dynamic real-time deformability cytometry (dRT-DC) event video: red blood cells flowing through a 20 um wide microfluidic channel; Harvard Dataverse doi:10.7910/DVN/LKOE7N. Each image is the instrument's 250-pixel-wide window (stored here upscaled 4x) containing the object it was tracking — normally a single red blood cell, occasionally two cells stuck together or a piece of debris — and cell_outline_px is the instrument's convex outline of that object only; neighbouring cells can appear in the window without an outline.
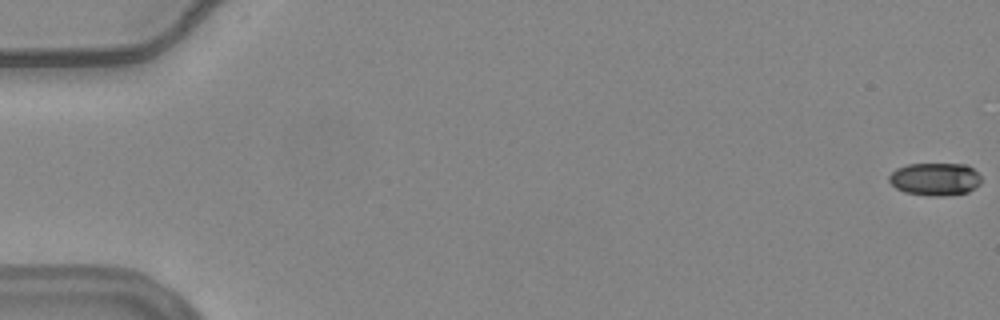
{"species": "common noctule bat (a hibernating species)", "species_latin": "Nyctalus noctula", "temperature_condition": "warm", "stored_images_in_passage": 19, "camera_frame_rate_fps": 3000, "um_per_image_px": 0.085, "animal": {"sex": "female", "body_mass_g": 24.6, "forearm_length_mm": 56.2}, "frame": {"image": 1, "passage_image": 1, "time_ms": 0.0, "image_size_px": [1000, 320], "cell_outline_px": [[980, 184], [968, 192], [944, 196], [932, 196], [904, 192], [896, 188], [888, 180], [888, 176], [896, 168], [908, 164], [968, 164], [980, 176]], "centroid_in_image_um": [79.47, 15.22], "position_along_channel_um": 5.5, "area_um2": 17.63}}